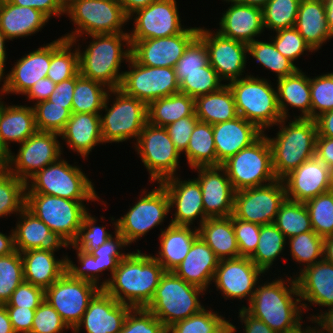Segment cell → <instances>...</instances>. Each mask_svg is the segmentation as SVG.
I'll return each mask as SVG.
<instances>
[{
    "instance_id": "25",
    "label": "cell",
    "mask_w": 333,
    "mask_h": 333,
    "mask_svg": "<svg viewBox=\"0 0 333 333\" xmlns=\"http://www.w3.org/2000/svg\"><path fill=\"white\" fill-rule=\"evenodd\" d=\"M131 309L100 289L72 332L80 333L83 326L86 333H119Z\"/></svg>"
},
{
    "instance_id": "78",
    "label": "cell",
    "mask_w": 333,
    "mask_h": 333,
    "mask_svg": "<svg viewBox=\"0 0 333 333\" xmlns=\"http://www.w3.org/2000/svg\"><path fill=\"white\" fill-rule=\"evenodd\" d=\"M323 259L333 263V236L324 237Z\"/></svg>"
},
{
    "instance_id": "46",
    "label": "cell",
    "mask_w": 333,
    "mask_h": 333,
    "mask_svg": "<svg viewBox=\"0 0 333 333\" xmlns=\"http://www.w3.org/2000/svg\"><path fill=\"white\" fill-rule=\"evenodd\" d=\"M286 245L287 238L274 223L261 225L256 251L250 260L264 273H268L271 266L275 264L273 262L281 257L279 256L281 253L283 255Z\"/></svg>"
},
{
    "instance_id": "57",
    "label": "cell",
    "mask_w": 333,
    "mask_h": 333,
    "mask_svg": "<svg viewBox=\"0 0 333 333\" xmlns=\"http://www.w3.org/2000/svg\"><path fill=\"white\" fill-rule=\"evenodd\" d=\"M218 313L203 308L200 312L168 327L167 333H214L227 321Z\"/></svg>"
},
{
    "instance_id": "35",
    "label": "cell",
    "mask_w": 333,
    "mask_h": 333,
    "mask_svg": "<svg viewBox=\"0 0 333 333\" xmlns=\"http://www.w3.org/2000/svg\"><path fill=\"white\" fill-rule=\"evenodd\" d=\"M159 250L153 257L163 266L165 271H173L186 257L193 242L199 237L197 226L170 224L160 229Z\"/></svg>"
},
{
    "instance_id": "2",
    "label": "cell",
    "mask_w": 333,
    "mask_h": 333,
    "mask_svg": "<svg viewBox=\"0 0 333 333\" xmlns=\"http://www.w3.org/2000/svg\"><path fill=\"white\" fill-rule=\"evenodd\" d=\"M278 278L257 285L249 305L241 308L276 333H293L302 328L304 313L296 278Z\"/></svg>"
},
{
    "instance_id": "53",
    "label": "cell",
    "mask_w": 333,
    "mask_h": 333,
    "mask_svg": "<svg viewBox=\"0 0 333 333\" xmlns=\"http://www.w3.org/2000/svg\"><path fill=\"white\" fill-rule=\"evenodd\" d=\"M304 203L313 231L323 238L333 236V189Z\"/></svg>"
},
{
    "instance_id": "23",
    "label": "cell",
    "mask_w": 333,
    "mask_h": 333,
    "mask_svg": "<svg viewBox=\"0 0 333 333\" xmlns=\"http://www.w3.org/2000/svg\"><path fill=\"white\" fill-rule=\"evenodd\" d=\"M287 199L306 202L333 189V171L316 156L282 179Z\"/></svg>"
},
{
    "instance_id": "34",
    "label": "cell",
    "mask_w": 333,
    "mask_h": 333,
    "mask_svg": "<svg viewBox=\"0 0 333 333\" xmlns=\"http://www.w3.org/2000/svg\"><path fill=\"white\" fill-rule=\"evenodd\" d=\"M101 114L72 113L65 128L60 133L68 149L88 159L92 149L103 144L101 132Z\"/></svg>"
},
{
    "instance_id": "7",
    "label": "cell",
    "mask_w": 333,
    "mask_h": 333,
    "mask_svg": "<svg viewBox=\"0 0 333 333\" xmlns=\"http://www.w3.org/2000/svg\"><path fill=\"white\" fill-rule=\"evenodd\" d=\"M65 15L76 28L62 37L72 42L83 35L128 33L123 28L129 18L117 0H69Z\"/></svg>"
},
{
    "instance_id": "76",
    "label": "cell",
    "mask_w": 333,
    "mask_h": 333,
    "mask_svg": "<svg viewBox=\"0 0 333 333\" xmlns=\"http://www.w3.org/2000/svg\"><path fill=\"white\" fill-rule=\"evenodd\" d=\"M0 333H15L4 304H0Z\"/></svg>"
},
{
    "instance_id": "77",
    "label": "cell",
    "mask_w": 333,
    "mask_h": 333,
    "mask_svg": "<svg viewBox=\"0 0 333 333\" xmlns=\"http://www.w3.org/2000/svg\"><path fill=\"white\" fill-rule=\"evenodd\" d=\"M9 40L0 27V73L5 75V65H6V47L5 42Z\"/></svg>"
},
{
    "instance_id": "14",
    "label": "cell",
    "mask_w": 333,
    "mask_h": 333,
    "mask_svg": "<svg viewBox=\"0 0 333 333\" xmlns=\"http://www.w3.org/2000/svg\"><path fill=\"white\" fill-rule=\"evenodd\" d=\"M152 191H141L139 200L117 220V232L124 236L128 245L145 236L150 230L162 225L170 212L167 191L161 183Z\"/></svg>"
},
{
    "instance_id": "43",
    "label": "cell",
    "mask_w": 333,
    "mask_h": 333,
    "mask_svg": "<svg viewBox=\"0 0 333 333\" xmlns=\"http://www.w3.org/2000/svg\"><path fill=\"white\" fill-rule=\"evenodd\" d=\"M185 154L191 169L217 166V155L213 138L212 124L198 121L190 136Z\"/></svg>"
},
{
    "instance_id": "19",
    "label": "cell",
    "mask_w": 333,
    "mask_h": 333,
    "mask_svg": "<svg viewBox=\"0 0 333 333\" xmlns=\"http://www.w3.org/2000/svg\"><path fill=\"white\" fill-rule=\"evenodd\" d=\"M134 14L129 18L134 17V27L128 32L130 41L170 37L187 28L181 23L176 0H155Z\"/></svg>"
},
{
    "instance_id": "38",
    "label": "cell",
    "mask_w": 333,
    "mask_h": 333,
    "mask_svg": "<svg viewBox=\"0 0 333 333\" xmlns=\"http://www.w3.org/2000/svg\"><path fill=\"white\" fill-rule=\"evenodd\" d=\"M295 28L314 53L333 38L327 24L325 0H301Z\"/></svg>"
},
{
    "instance_id": "12",
    "label": "cell",
    "mask_w": 333,
    "mask_h": 333,
    "mask_svg": "<svg viewBox=\"0 0 333 333\" xmlns=\"http://www.w3.org/2000/svg\"><path fill=\"white\" fill-rule=\"evenodd\" d=\"M101 288L87 281L72 266L50 287L44 299L71 329L81 321L90 300Z\"/></svg>"
},
{
    "instance_id": "9",
    "label": "cell",
    "mask_w": 333,
    "mask_h": 333,
    "mask_svg": "<svg viewBox=\"0 0 333 333\" xmlns=\"http://www.w3.org/2000/svg\"><path fill=\"white\" fill-rule=\"evenodd\" d=\"M109 99H113L111 107H108L111 102ZM102 110L106 113L100 115L102 139L105 144L127 142L133 138L137 141L148 122L147 105L119 88L110 89Z\"/></svg>"
},
{
    "instance_id": "62",
    "label": "cell",
    "mask_w": 333,
    "mask_h": 333,
    "mask_svg": "<svg viewBox=\"0 0 333 333\" xmlns=\"http://www.w3.org/2000/svg\"><path fill=\"white\" fill-rule=\"evenodd\" d=\"M209 63L205 43L197 36L185 49L183 56L174 67L175 73H194L201 71Z\"/></svg>"
},
{
    "instance_id": "10",
    "label": "cell",
    "mask_w": 333,
    "mask_h": 333,
    "mask_svg": "<svg viewBox=\"0 0 333 333\" xmlns=\"http://www.w3.org/2000/svg\"><path fill=\"white\" fill-rule=\"evenodd\" d=\"M235 191L254 188L277 180L272 151L265 133L221 164Z\"/></svg>"
},
{
    "instance_id": "40",
    "label": "cell",
    "mask_w": 333,
    "mask_h": 333,
    "mask_svg": "<svg viewBox=\"0 0 333 333\" xmlns=\"http://www.w3.org/2000/svg\"><path fill=\"white\" fill-rule=\"evenodd\" d=\"M198 232L219 260L240 257L232 215L229 217L207 218L198 227Z\"/></svg>"
},
{
    "instance_id": "64",
    "label": "cell",
    "mask_w": 333,
    "mask_h": 333,
    "mask_svg": "<svg viewBox=\"0 0 333 333\" xmlns=\"http://www.w3.org/2000/svg\"><path fill=\"white\" fill-rule=\"evenodd\" d=\"M44 297L45 290L43 288L23 281L4 305L36 309L44 301Z\"/></svg>"
},
{
    "instance_id": "31",
    "label": "cell",
    "mask_w": 333,
    "mask_h": 333,
    "mask_svg": "<svg viewBox=\"0 0 333 333\" xmlns=\"http://www.w3.org/2000/svg\"><path fill=\"white\" fill-rule=\"evenodd\" d=\"M217 166L241 149L255 142L263 132L253 123L238 116L230 121L212 125Z\"/></svg>"
},
{
    "instance_id": "51",
    "label": "cell",
    "mask_w": 333,
    "mask_h": 333,
    "mask_svg": "<svg viewBox=\"0 0 333 333\" xmlns=\"http://www.w3.org/2000/svg\"><path fill=\"white\" fill-rule=\"evenodd\" d=\"M181 93L196 99L219 90L225 84L219 78L217 72L208 63L201 71L194 73H175Z\"/></svg>"
},
{
    "instance_id": "56",
    "label": "cell",
    "mask_w": 333,
    "mask_h": 333,
    "mask_svg": "<svg viewBox=\"0 0 333 333\" xmlns=\"http://www.w3.org/2000/svg\"><path fill=\"white\" fill-rule=\"evenodd\" d=\"M24 281L20 252L0 256V304H5L14 290Z\"/></svg>"
},
{
    "instance_id": "48",
    "label": "cell",
    "mask_w": 333,
    "mask_h": 333,
    "mask_svg": "<svg viewBox=\"0 0 333 333\" xmlns=\"http://www.w3.org/2000/svg\"><path fill=\"white\" fill-rule=\"evenodd\" d=\"M269 41L256 39L251 42L248 44V55L265 69L275 72L277 79L294 74L299 69L296 63L280 54L273 42Z\"/></svg>"
},
{
    "instance_id": "67",
    "label": "cell",
    "mask_w": 333,
    "mask_h": 333,
    "mask_svg": "<svg viewBox=\"0 0 333 333\" xmlns=\"http://www.w3.org/2000/svg\"><path fill=\"white\" fill-rule=\"evenodd\" d=\"M15 333H30L36 309L5 306Z\"/></svg>"
},
{
    "instance_id": "61",
    "label": "cell",
    "mask_w": 333,
    "mask_h": 333,
    "mask_svg": "<svg viewBox=\"0 0 333 333\" xmlns=\"http://www.w3.org/2000/svg\"><path fill=\"white\" fill-rule=\"evenodd\" d=\"M70 328L62 320L59 313L44 299L35 310L30 333H63Z\"/></svg>"
},
{
    "instance_id": "73",
    "label": "cell",
    "mask_w": 333,
    "mask_h": 333,
    "mask_svg": "<svg viewBox=\"0 0 333 333\" xmlns=\"http://www.w3.org/2000/svg\"><path fill=\"white\" fill-rule=\"evenodd\" d=\"M318 136L333 138V110L324 112L316 119Z\"/></svg>"
},
{
    "instance_id": "41",
    "label": "cell",
    "mask_w": 333,
    "mask_h": 333,
    "mask_svg": "<svg viewBox=\"0 0 333 333\" xmlns=\"http://www.w3.org/2000/svg\"><path fill=\"white\" fill-rule=\"evenodd\" d=\"M195 115L201 122L217 124L238 117L232 90L225 83L219 90L195 99Z\"/></svg>"
},
{
    "instance_id": "18",
    "label": "cell",
    "mask_w": 333,
    "mask_h": 333,
    "mask_svg": "<svg viewBox=\"0 0 333 333\" xmlns=\"http://www.w3.org/2000/svg\"><path fill=\"white\" fill-rule=\"evenodd\" d=\"M198 37L205 43L210 66L227 83L243 78L248 60V45L199 27ZM247 55V56H246Z\"/></svg>"
},
{
    "instance_id": "50",
    "label": "cell",
    "mask_w": 333,
    "mask_h": 333,
    "mask_svg": "<svg viewBox=\"0 0 333 333\" xmlns=\"http://www.w3.org/2000/svg\"><path fill=\"white\" fill-rule=\"evenodd\" d=\"M290 257L303 267L299 270L300 273L306 267L314 265L323 259L324 238L316 234L314 231L301 233L297 236L288 238ZM298 262V263H297Z\"/></svg>"
},
{
    "instance_id": "27",
    "label": "cell",
    "mask_w": 333,
    "mask_h": 333,
    "mask_svg": "<svg viewBox=\"0 0 333 333\" xmlns=\"http://www.w3.org/2000/svg\"><path fill=\"white\" fill-rule=\"evenodd\" d=\"M51 62V42L25 54L3 75L5 94L24 95L37 81L47 76Z\"/></svg>"
},
{
    "instance_id": "74",
    "label": "cell",
    "mask_w": 333,
    "mask_h": 333,
    "mask_svg": "<svg viewBox=\"0 0 333 333\" xmlns=\"http://www.w3.org/2000/svg\"><path fill=\"white\" fill-rule=\"evenodd\" d=\"M122 6L124 13L128 18L134 15V13L142 8L147 7L155 0H117Z\"/></svg>"
},
{
    "instance_id": "13",
    "label": "cell",
    "mask_w": 333,
    "mask_h": 333,
    "mask_svg": "<svg viewBox=\"0 0 333 333\" xmlns=\"http://www.w3.org/2000/svg\"><path fill=\"white\" fill-rule=\"evenodd\" d=\"M134 145L141 162L149 172V181L157 184L178 175L181 153L170 139L165 127L147 122Z\"/></svg>"
},
{
    "instance_id": "28",
    "label": "cell",
    "mask_w": 333,
    "mask_h": 333,
    "mask_svg": "<svg viewBox=\"0 0 333 333\" xmlns=\"http://www.w3.org/2000/svg\"><path fill=\"white\" fill-rule=\"evenodd\" d=\"M294 277L303 312L310 310L309 306H314L313 304L322 306V309L323 307H333V263L322 259L314 265L306 267L299 274L294 273Z\"/></svg>"
},
{
    "instance_id": "24",
    "label": "cell",
    "mask_w": 333,
    "mask_h": 333,
    "mask_svg": "<svg viewBox=\"0 0 333 333\" xmlns=\"http://www.w3.org/2000/svg\"><path fill=\"white\" fill-rule=\"evenodd\" d=\"M202 190L203 206L208 218L229 217L234 212L235 190L225 169L220 166L194 168Z\"/></svg>"
},
{
    "instance_id": "37",
    "label": "cell",
    "mask_w": 333,
    "mask_h": 333,
    "mask_svg": "<svg viewBox=\"0 0 333 333\" xmlns=\"http://www.w3.org/2000/svg\"><path fill=\"white\" fill-rule=\"evenodd\" d=\"M275 84L282 118L290 117V105V108H297L301 112L299 116L294 115V118L311 119L310 76L299 68L294 74L277 79Z\"/></svg>"
},
{
    "instance_id": "4",
    "label": "cell",
    "mask_w": 333,
    "mask_h": 333,
    "mask_svg": "<svg viewBox=\"0 0 333 333\" xmlns=\"http://www.w3.org/2000/svg\"><path fill=\"white\" fill-rule=\"evenodd\" d=\"M282 118L276 138L268 137L272 151V165L277 179L282 180L290 172L297 169L304 161L315 157L317 124L313 119Z\"/></svg>"
},
{
    "instance_id": "58",
    "label": "cell",
    "mask_w": 333,
    "mask_h": 333,
    "mask_svg": "<svg viewBox=\"0 0 333 333\" xmlns=\"http://www.w3.org/2000/svg\"><path fill=\"white\" fill-rule=\"evenodd\" d=\"M311 119L333 110V72L310 77Z\"/></svg>"
},
{
    "instance_id": "1",
    "label": "cell",
    "mask_w": 333,
    "mask_h": 333,
    "mask_svg": "<svg viewBox=\"0 0 333 333\" xmlns=\"http://www.w3.org/2000/svg\"><path fill=\"white\" fill-rule=\"evenodd\" d=\"M164 273L163 266L151 254L137 249L118 263L112 277L100 282V288L119 303L146 308Z\"/></svg>"
},
{
    "instance_id": "30",
    "label": "cell",
    "mask_w": 333,
    "mask_h": 333,
    "mask_svg": "<svg viewBox=\"0 0 333 333\" xmlns=\"http://www.w3.org/2000/svg\"><path fill=\"white\" fill-rule=\"evenodd\" d=\"M20 218V219H19ZM16 227L13 229L15 250L25 252L32 249L57 252L68 248L70 244L57 232L37 218L26 207L19 213Z\"/></svg>"
},
{
    "instance_id": "45",
    "label": "cell",
    "mask_w": 333,
    "mask_h": 333,
    "mask_svg": "<svg viewBox=\"0 0 333 333\" xmlns=\"http://www.w3.org/2000/svg\"><path fill=\"white\" fill-rule=\"evenodd\" d=\"M106 87L100 82L81 76L78 72L73 91L72 113L101 114L110 91Z\"/></svg>"
},
{
    "instance_id": "42",
    "label": "cell",
    "mask_w": 333,
    "mask_h": 333,
    "mask_svg": "<svg viewBox=\"0 0 333 333\" xmlns=\"http://www.w3.org/2000/svg\"><path fill=\"white\" fill-rule=\"evenodd\" d=\"M148 122L166 127L177 120L195 115V99L178 92L152 101L147 106Z\"/></svg>"
},
{
    "instance_id": "60",
    "label": "cell",
    "mask_w": 333,
    "mask_h": 333,
    "mask_svg": "<svg viewBox=\"0 0 333 333\" xmlns=\"http://www.w3.org/2000/svg\"><path fill=\"white\" fill-rule=\"evenodd\" d=\"M119 333H167V328L146 308H132Z\"/></svg>"
},
{
    "instance_id": "20",
    "label": "cell",
    "mask_w": 333,
    "mask_h": 333,
    "mask_svg": "<svg viewBox=\"0 0 333 333\" xmlns=\"http://www.w3.org/2000/svg\"><path fill=\"white\" fill-rule=\"evenodd\" d=\"M264 274L249 257L223 259L219 260L213 283L224 299L242 300L244 298L248 300L249 304L256 290V285L260 284V276Z\"/></svg>"
},
{
    "instance_id": "39",
    "label": "cell",
    "mask_w": 333,
    "mask_h": 333,
    "mask_svg": "<svg viewBox=\"0 0 333 333\" xmlns=\"http://www.w3.org/2000/svg\"><path fill=\"white\" fill-rule=\"evenodd\" d=\"M37 131L32 106L6 105L0 100V140L11 152L10 142L21 144Z\"/></svg>"
},
{
    "instance_id": "47",
    "label": "cell",
    "mask_w": 333,
    "mask_h": 333,
    "mask_svg": "<svg viewBox=\"0 0 333 333\" xmlns=\"http://www.w3.org/2000/svg\"><path fill=\"white\" fill-rule=\"evenodd\" d=\"M274 224L287 239L304 232L313 231L305 203L287 198L281 204Z\"/></svg>"
},
{
    "instance_id": "54",
    "label": "cell",
    "mask_w": 333,
    "mask_h": 333,
    "mask_svg": "<svg viewBox=\"0 0 333 333\" xmlns=\"http://www.w3.org/2000/svg\"><path fill=\"white\" fill-rule=\"evenodd\" d=\"M32 107L38 131L60 134L72 114L67 105H58L48 100L38 102Z\"/></svg>"
},
{
    "instance_id": "17",
    "label": "cell",
    "mask_w": 333,
    "mask_h": 333,
    "mask_svg": "<svg viewBox=\"0 0 333 333\" xmlns=\"http://www.w3.org/2000/svg\"><path fill=\"white\" fill-rule=\"evenodd\" d=\"M286 198L284 183L279 179L266 185L236 191L233 215L246 222L272 224Z\"/></svg>"
},
{
    "instance_id": "75",
    "label": "cell",
    "mask_w": 333,
    "mask_h": 333,
    "mask_svg": "<svg viewBox=\"0 0 333 333\" xmlns=\"http://www.w3.org/2000/svg\"><path fill=\"white\" fill-rule=\"evenodd\" d=\"M10 232L9 236L0 232V256H5L15 251L13 229Z\"/></svg>"
},
{
    "instance_id": "68",
    "label": "cell",
    "mask_w": 333,
    "mask_h": 333,
    "mask_svg": "<svg viewBox=\"0 0 333 333\" xmlns=\"http://www.w3.org/2000/svg\"><path fill=\"white\" fill-rule=\"evenodd\" d=\"M75 85L76 75L56 84L54 92L50 95L48 101L58 105H67V108L72 111V99Z\"/></svg>"
},
{
    "instance_id": "15",
    "label": "cell",
    "mask_w": 333,
    "mask_h": 333,
    "mask_svg": "<svg viewBox=\"0 0 333 333\" xmlns=\"http://www.w3.org/2000/svg\"><path fill=\"white\" fill-rule=\"evenodd\" d=\"M127 63L130 70L123 72L119 87L125 94L148 106L152 101L180 92L174 68L141 65L132 56Z\"/></svg>"
},
{
    "instance_id": "49",
    "label": "cell",
    "mask_w": 333,
    "mask_h": 333,
    "mask_svg": "<svg viewBox=\"0 0 333 333\" xmlns=\"http://www.w3.org/2000/svg\"><path fill=\"white\" fill-rule=\"evenodd\" d=\"M26 204V183L6 167L0 168V218L18 215Z\"/></svg>"
},
{
    "instance_id": "44",
    "label": "cell",
    "mask_w": 333,
    "mask_h": 333,
    "mask_svg": "<svg viewBox=\"0 0 333 333\" xmlns=\"http://www.w3.org/2000/svg\"><path fill=\"white\" fill-rule=\"evenodd\" d=\"M76 44L64 37L51 42V62L46 77L55 84L70 79L79 72V52ZM73 47L75 49L72 51Z\"/></svg>"
},
{
    "instance_id": "29",
    "label": "cell",
    "mask_w": 333,
    "mask_h": 333,
    "mask_svg": "<svg viewBox=\"0 0 333 333\" xmlns=\"http://www.w3.org/2000/svg\"><path fill=\"white\" fill-rule=\"evenodd\" d=\"M230 6L222 13L219 32L222 36L250 44L265 31L262 9L232 0H222Z\"/></svg>"
},
{
    "instance_id": "66",
    "label": "cell",
    "mask_w": 333,
    "mask_h": 333,
    "mask_svg": "<svg viewBox=\"0 0 333 333\" xmlns=\"http://www.w3.org/2000/svg\"><path fill=\"white\" fill-rule=\"evenodd\" d=\"M10 3L22 7H31L45 14L49 19L52 16L61 17L65 14L64 0H8Z\"/></svg>"
},
{
    "instance_id": "71",
    "label": "cell",
    "mask_w": 333,
    "mask_h": 333,
    "mask_svg": "<svg viewBox=\"0 0 333 333\" xmlns=\"http://www.w3.org/2000/svg\"><path fill=\"white\" fill-rule=\"evenodd\" d=\"M315 156L333 171V138L317 137Z\"/></svg>"
},
{
    "instance_id": "65",
    "label": "cell",
    "mask_w": 333,
    "mask_h": 333,
    "mask_svg": "<svg viewBox=\"0 0 333 333\" xmlns=\"http://www.w3.org/2000/svg\"><path fill=\"white\" fill-rule=\"evenodd\" d=\"M198 121L196 115L187 116L165 127L170 139L181 154L187 149L190 136Z\"/></svg>"
},
{
    "instance_id": "33",
    "label": "cell",
    "mask_w": 333,
    "mask_h": 333,
    "mask_svg": "<svg viewBox=\"0 0 333 333\" xmlns=\"http://www.w3.org/2000/svg\"><path fill=\"white\" fill-rule=\"evenodd\" d=\"M219 259L213 250L199 236L185 259L173 270L187 283L208 291L213 282Z\"/></svg>"
},
{
    "instance_id": "5",
    "label": "cell",
    "mask_w": 333,
    "mask_h": 333,
    "mask_svg": "<svg viewBox=\"0 0 333 333\" xmlns=\"http://www.w3.org/2000/svg\"><path fill=\"white\" fill-rule=\"evenodd\" d=\"M269 81L246 74L227 83L233 92L238 115L255 124L263 133L282 119L276 87L273 88Z\"/></svg>"
},
{
    "instance_id": "6",
    "label": "cell",
    "mask_w": 333,
    "mask_h": 333,
    "mask_svg": "<svg viewBox=\"0 0 333 333\" xmlns=\"http://www.w3.org/2000/svg\"><path fill=\"white\" fill-rule=\"evenodd\" d=\"M205 293L204 289L187 283L173 271H165L146 309L168 328L205 308L199 299Z\"/></svg>"
},
{
    "instance_id": "36",
    "label": "cell",
    "mask_w": 333,
    "mask_h": 333,
    "mask_svg": "<svg viewBox=\"0 0 333 333\" xmlns=\"http://www.w3.org/2000/svg\"><path fill=\"white\" fill-rule=\"evenodd\" d=\"M49 20L39 10L0 0V27L11 41L38 33Z\"/></svg>"
},
{
    "instance_id": "3",
    "label": "cell",
    "mask_w": 333,
    "mask_h": 333,
    "mask_svg": "<svg viewBox=\"0 0 333 333\" xmlns=\"http://www.w3.org/2000/svg\"><path fill=\"white\" fill-rule=\"evenodd\" d=\"M89 37H92V42L86 45L85 50H80L82 46L76 45L80 75L100 82L109 89L119 88L124 72H120L121 63L124 60L127 63L132 54L129 34H93Z\"/></svg>"
},
{
    "instance_id": "32",
    "label": "cell",
    "mask_w": 333,
    "mask_h": 333,
    "mask_svg": "<svg viewBox=\"0 0 333 333\" xmlns=\"http://www.w3.org/2000/svg\"><path fill=\"white\" fill-rule=\"evenodd\" d=\"M20 254L23 261L24 281L44 290L57 281L73 262L67 254L59 259L55 258V252L47 250L32 249Z\"/></svg>"
},
{
    "instance_id": "8",
    "label": "cell",
    "mask_w": 333,
    "mask_h": 333,
    "mask_svg": "<svg viewBox=\"0 0 333 333\" xmlns=\"http://www.w3.org/2000/svg\"><path fill=\"white\" fill-rule=\"evenodd\" d=\"M92 180L63 156L26 182V194H45L70 200H99Z\"/></svg>"
},
{
    "instance_id": "69",
    "label": "cell",
    "mask_w": 333,
    "mask_h": 333,
    "mask_svg": "<svg viewBox=\"0 0 333 333\" xmlns=\"http://www.w3.org/2000/svg\"><path fill=\"white\" fill-rule=\"evenodd\" d=\"M56 84L48 77L42 78L37 81L31 88L24 94L29 101L38 102L48 100L50 95L54 92ZM35 100V101H34Z\"/></svg>"
},
{
    "instance_id": "59",
    "label": "cell",
    "mask_w": 333,
    "mask_h": 333,
    "mask_svg": "<svg viewBox=\"0 0 333 333\" xmlns=\"http://www.w3.org/2000/svg\"><path fill=\"white\" fill-rule=\"evenodd\" d=\"M275 33L276 35L270 40L279 53L293 63L301 55L305 54V51L311 52V54L314 52L295 27L280 29L275 31Z\"/></svg>"
},
{
    "instance_id": "55",
    "label": "cell",
    "mask_w": 333,
    "mask_h": 333,
    "mask_svg": "<svg viewBox=\"0 0 333 333\" xmlns=\"http://www.w3.org/2000/svg\"><path fill=\"white\" fill-rule=\"evenodd\" d=\"M97 219L89 212L84 215L77 237L70 245L76 250V254H90L113 236L106 226H96Z\"/></svg>"
},
{
    "instance_id": "22",
    "label": "cell",
    "mask_w": 333,
    "mask_h": 333,
    "mask_svg": "<svg viewBox=\"0 0 333 333\" xmlns=\"http://www.w3.org/2000/svg\"><path fill=\"white\" fill-rule=\"evenodd\" d=\"M160 183L167 191L170 211L175 208L170 224L191 226L194 220H199V227L208 218L204 211L202 190L195 178L182 180L177 175Z\"/></svg>"
},
{
    "instance_id": "26",
    "label": "cell",
    "mask_w": 333,
    "mask_h": 333,
    "mask_svg": "<svg viewBox=\"0 0 333 333\" xmlns=\"http://www.w3.org/2000/svg\"><path fill=\"white\" fill-rule=\"evenodd\" d=\"M115 222H113V221ZM111 222L114 226V236L107 239L105 243L93 250L90 254H76L78 265L71 263V266L87 281L96 284L100 287L101 274L105 270L110 271V276L117 269L118 263L123 260L128 254L122 249L129 246L123 235L117 232V220L111 217ZM123 252V253H122ZM79 265L81 267H79ZM100 278V279H99Z\"/></svg>"
},
{
    "instance_id": "70",
    "label": "cell",
    "mask_w": 333,
    "mask_h": 333,
    "mask_svg": "<svg viewBox=\"0 0 333 333\" xmlns=\"http://www.w3.org/2000/svg\"><path fill=\"white\" fill-rule=\"evenodd\" d=\"M238 313L240 322L242 325L244 324L243 333H276L262 320L250 315L244 308L239 309Z\"/></svg>"
},
{
    "instance_id": "72",
    "label": "cell",
    "mask_w": 333,
    "mask_h": 333,
    "mask_svg": "<svg viewBox=\"0 0 333 333\" xmlns=\"http://www.w3.org/2000/svg\"><path fill=\"white\" fill-rule=\"evenodd\" d=\"M311 315L307 317L310 321L323 332V333H333V307L328 308L324 312L320 310V314Z\"/></svg>"
},
{
    "instance_id": "16",
    "label": "cell",
    "mask_w": 333,
    "mask_h": 333,
    "mask_svg": "<svg viewBox=\"0 0 333 333\" xmlns=\"http://www.w3.org/2000/svg\"><path fill=\"white\" fill-rule=\"evenodd\" d=\"M60 134L36 131L26 141L19 144L17 154L12 151L6 168L25 183L37 172L57 161L63 154Z\"/></svg>"
},
{
    "instance_id": "79",
    "label": "cell",
    "mask_w": 333,
    "mask_h": 333,
    "mask_svg": "<svg viewBox=\"0 0 333 333\" xmlns=\"http://www.w3.org/2000/svg\"><path fill=\"white\" fill-rule=\"evenodd\" d=\"M326 3V19L329 31L333 37V0H325Z\"/></svg>"
},
{
    "instance_id": "11",
    "label": "cell",
    "mask_w": 333,
    "mask_h": 333,
    "mask_svg": "<svg viewBox=\"0 0 333 333\" xmlns=\"http://www.w3.org/2000/svg\"><path fill=\"white\" fill-rule=\"evenodd\" d=\"M84 201L99 200H70L45 194H26L25 207L71 245L88 212Z\"/></svg>"
},
{
    "instance_id": "52",
    "label": "cell",
    "mask_w": 333,
    "mask_h": 333,
    "mask_svg": "<svg viewBox=\"0 0 333 333\" xmlns=\"http://www.w3.org/2000/svg\"><path fill=\"white\" fill-rule=\"evenodd\" d=\"M301 0H269L262 8L263 24L273 32L295 27Z\"/></svg>"
},
{
    "instance_id": "21",
    "label": "cell",
    "mask_w": 333,
    "mask_h": 333,
    "mask_svg": "<svg viewBox=\"0 0 333 333\" xmlns=\"http://www.w3.org/2000/svg\"><path fill=\"white\" fill-rule=\"evenodd\" d=\"M198 32L199 27H189L170 37L130 41L131 56L141 65L174 68Z\"/></svg>"
},
{
    "instance_id": "63",
    "label": "cell",
    "mask_w": 333,
    "mask_h": 333,
    "mask_svg": "<svg viewBox=\"0 0 333 333\" xmlns=\"http://www.w3.org/2000/svg\"><path fill=\"white\" fill-rule=\"evenodd\" d=\"M232 222L240 257L250 258L256 251L261 225L240 220L233 214Z\"/></svg>"
},
{
    "instance_id": "80",
    "label": "cell",
    "mask_w": 333,
    "mask_h": 333,
    "mask_svg": "<svg viewBox=\"0 0 333 333\" xmlns=\"http://www.w3.org/2000/svg\"><path fill=\"white\" fill-rule=\"evenodd\" d=\"M10 152L3 146L0 140V168L6 167L9 160Z\"/></svg>"
}]
</instances>
